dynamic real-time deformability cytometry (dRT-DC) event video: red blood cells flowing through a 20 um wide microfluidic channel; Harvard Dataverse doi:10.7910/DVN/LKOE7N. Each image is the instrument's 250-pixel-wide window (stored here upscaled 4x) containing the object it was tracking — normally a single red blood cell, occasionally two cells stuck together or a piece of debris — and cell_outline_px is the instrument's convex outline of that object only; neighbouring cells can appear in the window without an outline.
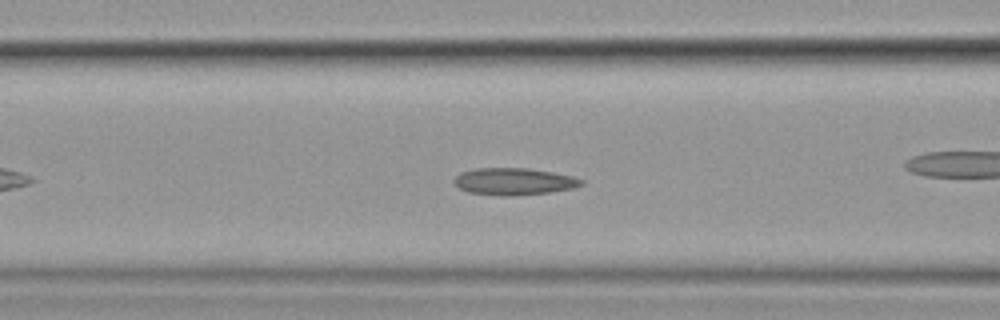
{"species": "common noctule bat (a hibernating species)", "species_latin": "Nyctalus noctula", "temperature_condition": "cold", "stored_images_in_passage": 50, "camera_frame_rate_fps": 3000, "um_per_image_px": 0.085, "animal": {"sex": "female", "body_mass_g": 19.9}, "frame": {"image": 1, "passage_image": 15, "time_ms": 4.667, "image_size_px": [1000, 320], "cell_outline_px": [[584, 184], [572, 188], [548, 192], [512, 196], [504, 196], [468, 192], [460, 188], [452, 180], [460, 172], [476, 168], [528, 168], [552, 172], [572, 176], [584, 180]], "centroid_in_image_um": [43.67, 15.42], "position_along_channel_um": 122.9, "area_um2": 19.94}}
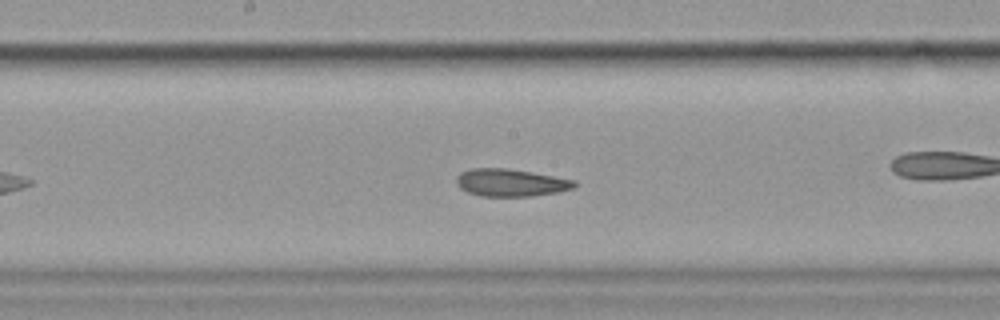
{"frame": {"image": 2, "passage_image": 22, "time_ms": 7.0, "image_size_px": [1000, 320], "cell_outline_px": [[576, 188], [560, 192], [532, 196], [480, 196], [468, 192], [460, 188], [456, 184], [456, 176], [460, 172], [468, 168], [508, 168], [532, 172], [576, 180]], "centroid_in_image_um": [43.41, 15.52], "position_along_channel_um": 204.8, "area_um2": 19.19}}
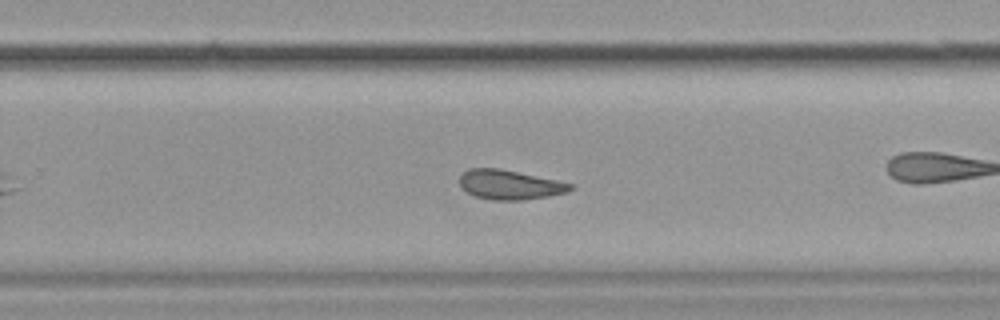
{"frame": {"image": 3, "passage_image": 29, "time_ms": 9.333, "image_size_px": [1000, 320], "cell_outline_px": [[576, 188], [568, 192], [548, 196], [524, 200], [492, 200], [476, 196], [468, 192], [460, 184], [460, 176], [468, 168], [500, 168], [556, 180], [572, 184]], "centroid_in_image_um": [43.35, 15.7], "position_along_channel_um": 286.4, "area_um2": 18.96}, "authors_computed_cell_mechanics": {"area_um2": 20.23, "velocity_mm_per_s": 3.5111, "shape_relaxation_time_tau1_ms": null, "shape_relaxation_time_tau2_ms": 3.2007, "deformation_change_tau1": null, "deformation_change_tau2": 0.102}}